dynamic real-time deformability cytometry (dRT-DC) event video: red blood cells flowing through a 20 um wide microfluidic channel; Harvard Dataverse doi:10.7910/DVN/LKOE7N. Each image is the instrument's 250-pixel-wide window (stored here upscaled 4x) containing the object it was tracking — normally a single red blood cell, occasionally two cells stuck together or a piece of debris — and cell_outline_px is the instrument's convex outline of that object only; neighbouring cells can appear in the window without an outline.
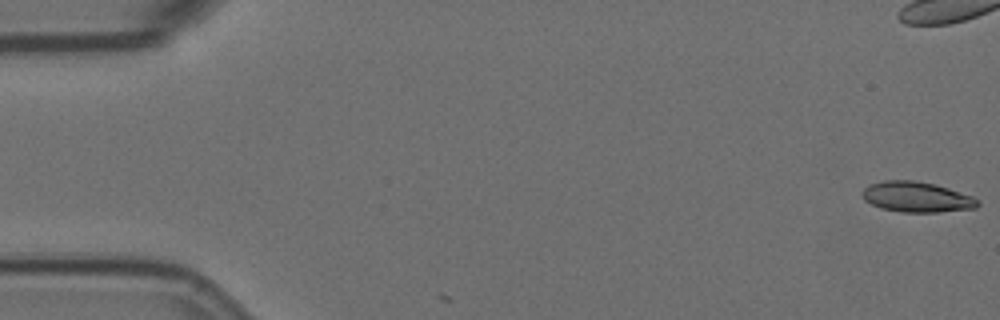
{"species": "Egyptian fruit bat (a non-hibernating species)", "species_latin": "Rousettus aegyptiacus", "temperature_condition": "room temperature", "stored_images_in_passage": 4, "camera_frame_rate_fps": 3000, "um_per_image_px": 0.085, "animal": {"sex": "female"}, "frame": {"image": 1, "passage_image": 1, "time_ms": 0.0, "image_size_px": [1000, 320], "cell_outline_px": [[980, 204], [976, 208], [936, 212], [900, 212], [880, 208], [864, 200], [860, 192], [868, 184], [884, 180], [912, 180], [936, 184], [972, 196], [980, 200]], "centroid_in_image_um": [77.89, 16.74], "position_along_channel_um": 7.1, "area_um2": 20.63}}